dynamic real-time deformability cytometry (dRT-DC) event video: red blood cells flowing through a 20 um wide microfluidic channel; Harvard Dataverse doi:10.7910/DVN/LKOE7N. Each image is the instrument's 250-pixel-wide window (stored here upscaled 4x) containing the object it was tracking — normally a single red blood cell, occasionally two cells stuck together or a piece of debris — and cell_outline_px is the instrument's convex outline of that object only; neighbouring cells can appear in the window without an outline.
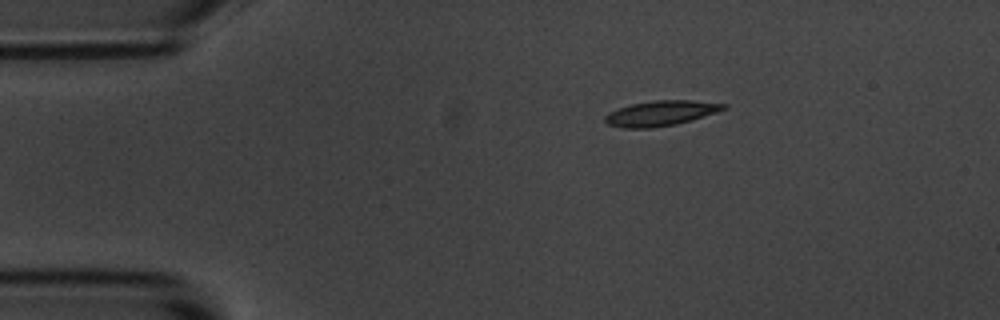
{"species": "common noctule bat (a hibernating species)", "species_latin": "Nyctalus noctula", "temperature_condition": "room temperature", "stored_images_in_passage": 7, "camera_frame_rate_fps": 3000, "um_per_image_px": 0.085, "animal": {"sex": "male", "body_mass_g": 20.1, "forearm_length_mm": 53.5}, "frame": {"image": 1, "passage_image": 1, "time_ms": 0.0, "image_size_px": [1000, 320], "cell_outline_px": [[728, 108], [692, 120], [676, 124], [652, 128], [624, 128], [608, 124], [604, 120], [604, 116], [608, 112], [632, 104], [652, 100], [692, 100], [728, 104]], "centroid_in_image_um": [56.18, 9.62], "position_along_channel_um": 28.8, "area_um2": 17.4}}
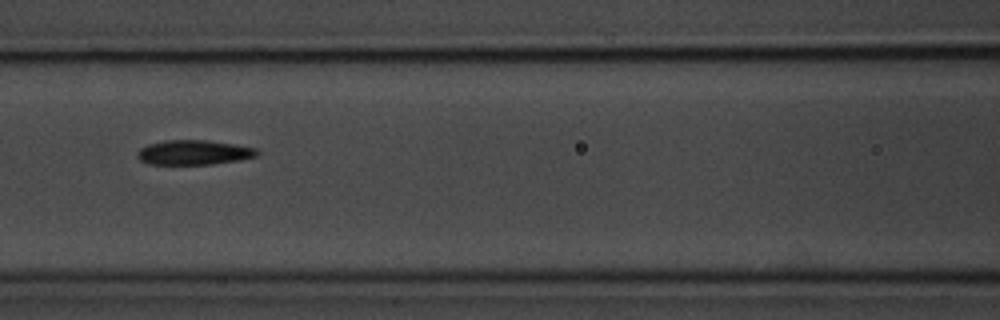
{"frame": {"image": 2, "passage_image": 5, "time_ms": 4.667, "image_size_px": [1000, 320], "cell_outline_px": [[260, 152], [256, 156], [240, 160], [212, 164], [148, 164], [140, 160], [136, 156], [136, 152], [140, 148], [148, 144], [164, 140], [208, 140], [256, 148]], "centroid_in_image_um": [16.45, 12.96], "position_along_channel_um": 150.2, "area_um2": 17.28}}
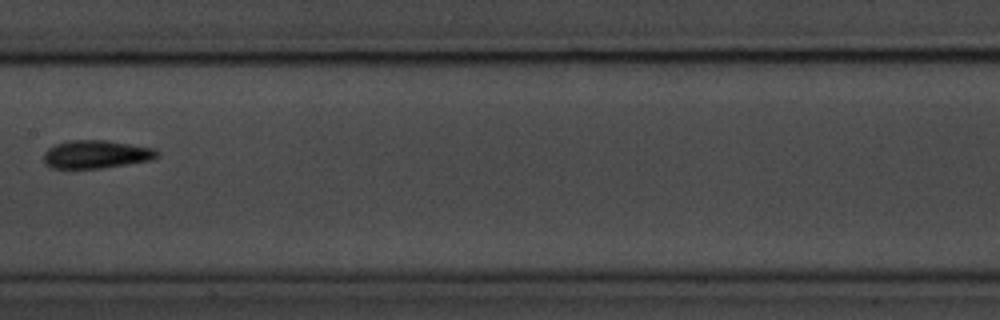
{"frame": {"image": 3, "passage_image": 6, "time_ms": 6.0, "image_size_px": [1000, 320], "cell_outline_px": [[160, 156], [152, 160], [100, 168], [52, 168], [44, 160], [44, 152], [48, 148], [56, 144], [68, 140], [108, 140], [156, 148], [160, 152]], "centroid_in_image_um": [8.23, 13.1], "position_along_channel_um": 199.2, "area_um2": 18.67}}